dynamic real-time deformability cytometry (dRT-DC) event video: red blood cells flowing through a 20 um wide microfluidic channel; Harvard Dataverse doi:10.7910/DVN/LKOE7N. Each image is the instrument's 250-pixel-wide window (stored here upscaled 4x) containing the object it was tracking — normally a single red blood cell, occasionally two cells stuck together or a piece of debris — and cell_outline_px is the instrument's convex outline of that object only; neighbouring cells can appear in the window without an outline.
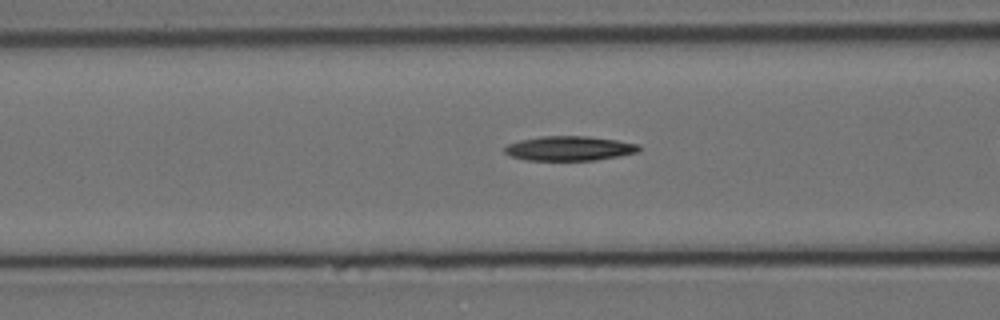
{"species": "Egyptian fruit bat (a non-hibernating species)", "species_latin": "Rousettus aegyptiacus", "temperature_condition": "cold", "stored_images_in_passage": 38, "camera_frame_rate_fps": 3000, "um_per_image_px": 0.085, "animal": {"sex": "female"}, "frame": {"image": 1, "passage_image": 13, "time_ms": 4.0, "image_size_px": [1000, 320], "cell_outline_px": [[640, 152], [596, 160], [528, 160], [512, 156], [504, 152], [504, 148], [508, 144], [520, 140], [540, 136], [588, 136], [616, 140], [640, 144]], "centroid_in_image_um": [48.43, 12.61], "position_along_channel_um": 118.2, "area_um2": 19.19}}
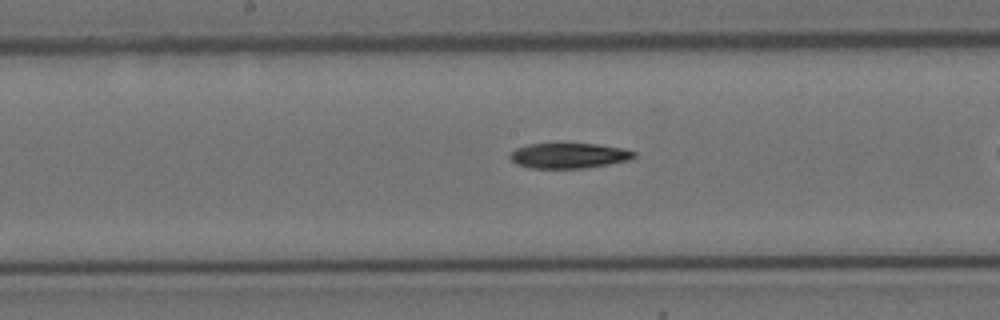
{"frame": {"image": 2, "passage_image": 20, "time_ms": 6.333, "image_size_px": [1000, 320], "cell_outline_px": [[636, 156], [628, 160], [608, 164], [584, 168], [528, 168], [516, 164], [508, 156], [516, 148], [528, 144], [596, 144], [624, 148], [636, 152]], "centroid_in_image_um": [48.34, 13.23], "position_along_channel_um": 199.9, "area_um2": 18.21}}
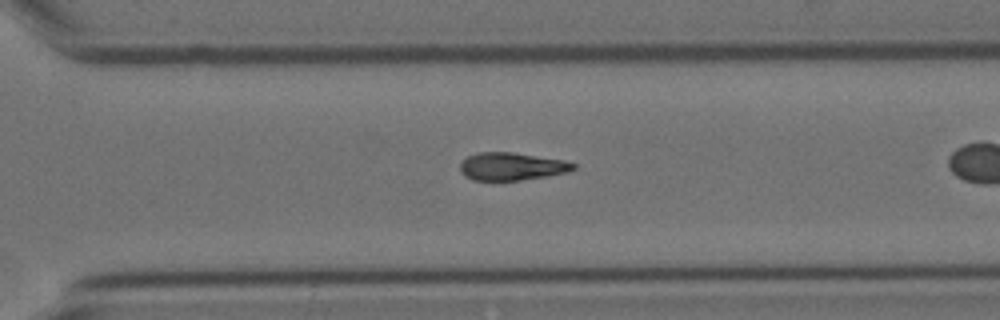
{"frame": {"image": 3, "passage_image": 31, "time_ms": 10.0, "image_size_px": [1000, 320], "cell_outline_px": [[576, 168], [568, 172], [548, 176], [520, 180], [472, 180], [464, 176], [460, 172], [460, 164], [468, 156], [476, 152], [512, 152], [564, 160], [576, 164]], "centroid_in_image_um": [43.49, 14.15], "position_along_channel_um": 327.1, "area_um2": 18.38}}